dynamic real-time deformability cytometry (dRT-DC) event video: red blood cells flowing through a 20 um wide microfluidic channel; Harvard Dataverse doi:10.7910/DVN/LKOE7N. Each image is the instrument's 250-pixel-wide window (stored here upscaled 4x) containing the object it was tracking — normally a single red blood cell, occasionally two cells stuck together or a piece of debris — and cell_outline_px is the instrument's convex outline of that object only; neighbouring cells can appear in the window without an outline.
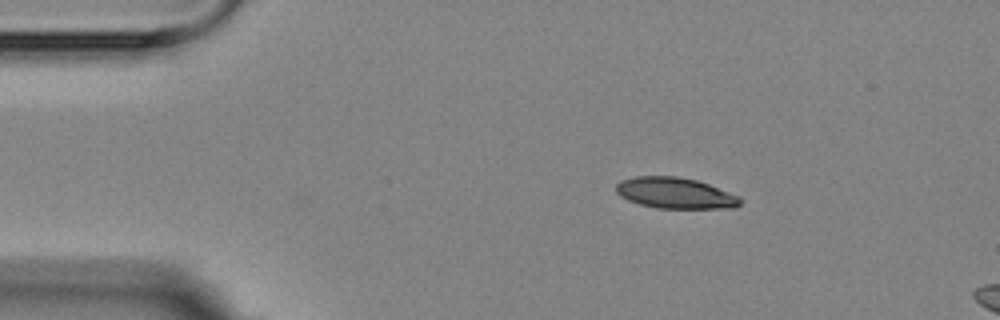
{"species": "Egyptian fruit bat (a non-hibernating species)", "species_latin": "Rousettus aegyptiacus", "temperature_condition": "room temperature", "stored_images_in_passage": 3, "camera_frame_rate_fps": 3000, "um_per_image_px": 0.085, "animal": {"sex": "female"}, "frame": {"image": 1, "passage_image": 1, "time_ms": 0.0, "image_size_px": [1000, 320], "cell_outline_px": [[740, 204], [736, 208], [656, 208], [640, 204], [628, 200], [620, 196], [616, 192], [616, 184], [620, 180], [636, 176], [676, 176], [696, 180], [708, 184], [740, 196]], "centroid_in_image_um": [57.38, 16.41], "position_along_channel_um": 27.6, "area_um2": 22.43}}